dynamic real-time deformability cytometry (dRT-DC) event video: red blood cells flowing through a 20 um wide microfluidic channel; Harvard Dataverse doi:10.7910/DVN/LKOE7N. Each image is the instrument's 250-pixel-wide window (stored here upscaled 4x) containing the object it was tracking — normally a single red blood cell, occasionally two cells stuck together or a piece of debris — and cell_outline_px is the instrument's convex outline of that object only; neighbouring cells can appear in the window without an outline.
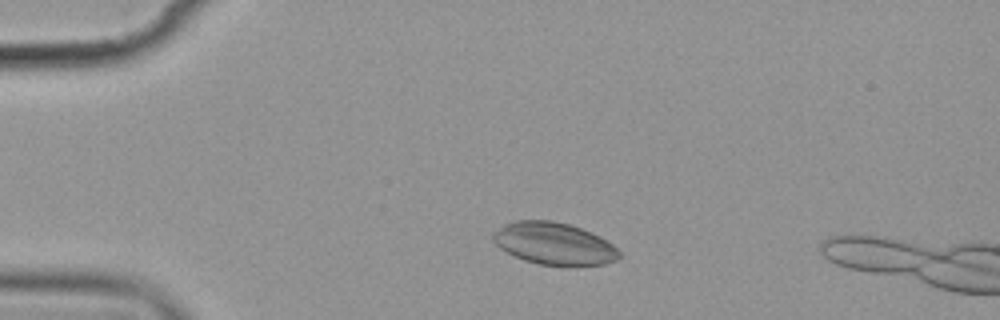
{"species": "common noctule bat (a hibernating species)", "species_latin": "Nyctalus noctula", "temperature_condition": "cold", "stored_images_in_passage": 3, "camera_frame_rate_fps": 3000, "um_per_image_px": 0.085, "animal": {"sex": "female", "body_mass_g": 19.9}, "frame": {"image": 1, "passage_image": 1, "time_ms": 0.0, "image_size_px": [1000, 320], "cell_outline_px": [[624, 256], [616, 260], [604, 264], [572, 268], [564, 268], [540, 264], [524, 260], [500, 248], [492, 240], [492, 232], [504, 224], [516, 220], [552, 220], [568, 224], [592, 232], [600, 236], [612, 244]], "centroid_in_image_um": [47.13, 20.74], "position_along_channel_um": 37.9, "area_um2": 31.73}}